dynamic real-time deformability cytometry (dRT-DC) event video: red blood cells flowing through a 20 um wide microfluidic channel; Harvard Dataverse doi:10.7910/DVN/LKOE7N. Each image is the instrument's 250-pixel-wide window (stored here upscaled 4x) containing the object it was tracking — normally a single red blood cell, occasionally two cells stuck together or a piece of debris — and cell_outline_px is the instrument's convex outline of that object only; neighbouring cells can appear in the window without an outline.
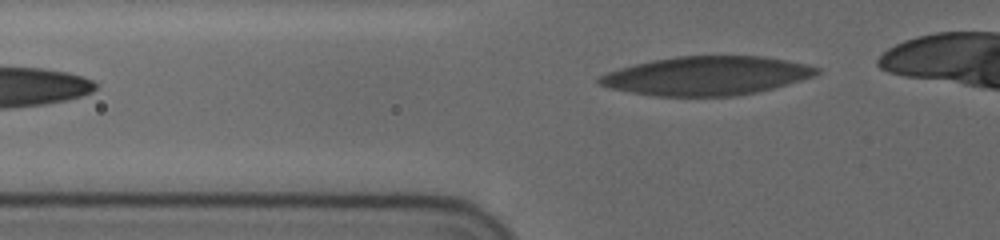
{"species": "human", "species_latin": "Homo sapiens", "temperature_condition": "cold", "stored_images_in_passage": 33, "camera_frame_rate_fps": 3000, "um_per_image_px": 0.085, "donor": {"sex": "female"}, "frame": {"image": 1, "passage_image": 2, "time_ms": 0.333, "image_size_px": [1000, 240], "cell_outline_px": [[820, 72], [816, 76], [772, 88], [756, 92], [736, 96], [656, 96], [608, 88], [596, 84], [596, 80], [600, 76], [608, 72], [620, 68], [652, 60], [676, 56], [764, 56], [808, 64], [820, 68]], "centroid_in_image_um": [60.07, 6.44], "position_along_channel_um": 65.7, "area_um2": 49.19}}
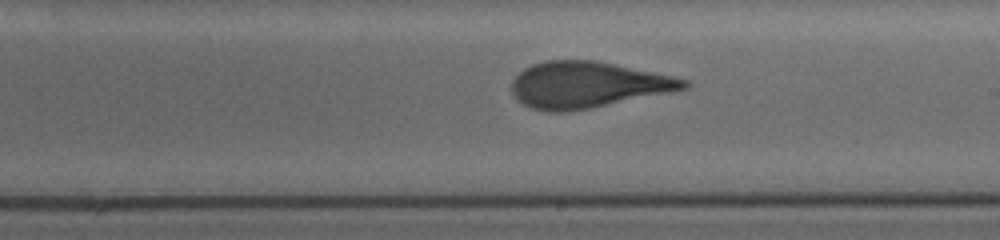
{"frame": {"image": 2, "passage_image": 17, "time_ms": 5.333, "image_size_px": [1000, 240], "cell_outline_px": [[692, 84], [688, 88], [672, 92], [588, 108], [564, 112], [548, 112], [532, 108], [524, 104], [512, 92], [512, 80], [524, 68], [532, 64], [544, 60], [596, 60], [672, 76], [688, 80]], "centroid_in_image_um": [49.95, 7.2], "position_along_channel_um": 239.0, "area_um2": 46.07}}
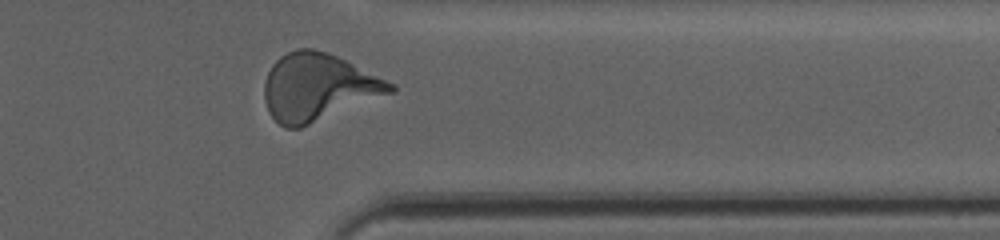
{"frame": {"image": 3, "passage_image": 29, "time_ms": 9.333, "image_size_px": [1000, 240], "cell_outline_px": [[396, 88], [392, 92], [300, 128], [284, 128], [268, 112], [264, 100], [264, 84], [268, 72], [272, 64], [280, 56], [296, 48], [312, 48], [328, 52], [396, 84]], "centroid_in_image_um": [27.0, 7.4], "position_along_channel_um": 384.4, "area_um2": 49.01}}